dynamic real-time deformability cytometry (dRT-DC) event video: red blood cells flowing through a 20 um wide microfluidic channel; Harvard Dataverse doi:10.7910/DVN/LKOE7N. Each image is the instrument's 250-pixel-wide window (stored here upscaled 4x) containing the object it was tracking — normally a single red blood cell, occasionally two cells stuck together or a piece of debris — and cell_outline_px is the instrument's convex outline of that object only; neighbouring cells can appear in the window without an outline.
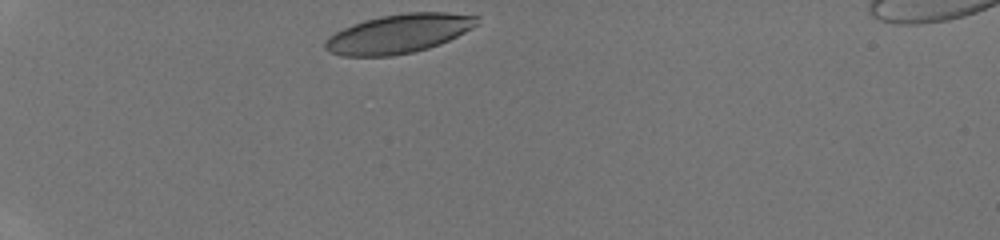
{"species": "human", "species_latin": "Homo sapiens", "temperature_condition": "room temperature", "stored_images_in_passage": 29, "camera_frame_rate_fps": 3000, "um_per_image_px": 0.085, "donor": {"sex": "male"}, "frame": {"image": 1, "passage_image": 1, "time_ms": 0.0, "image_size_px": [1000, 240], "cell_outline_px": [[480, 24], [440, 44], [428, 48], [412, 52], [392, 56], [340, 56], [328, 52], [324, 48], [324, 40], [328, 36], [352, 24], [364, 20], [380, 16], [404, 12], [448, 12], [480, 16]], "centroid_in_image_um": [33.89, 2.85], "position_along_channel_um": 51.1, "area_um2": 34.8}}
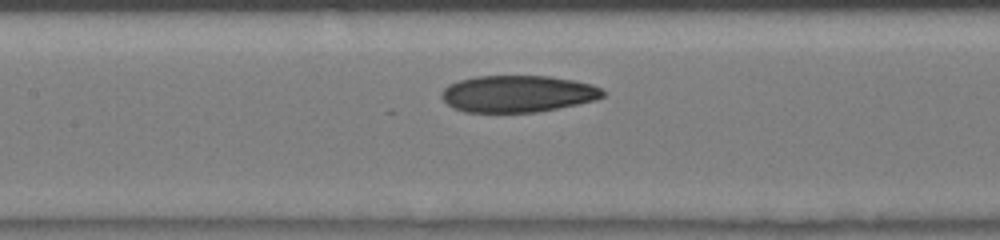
{"frame": {"image": 2, "passage_image": 11, "time_ms": 3.333, "image_size_px": [1000, 240], "cell_outline_px": [[604, 96], [596, 100], [536, 112], [464, 112], [452, 108], [440, 96], [440, 92], [448, 84], [460, 80], [476, 76], [548, 76], [572, 80], [592, 84], [600, 88], [604, 92]], "centroid_in_image_um": [43.96, 7.97], "position_along_channel_um": 163.4, "area_um2": 34.56}}
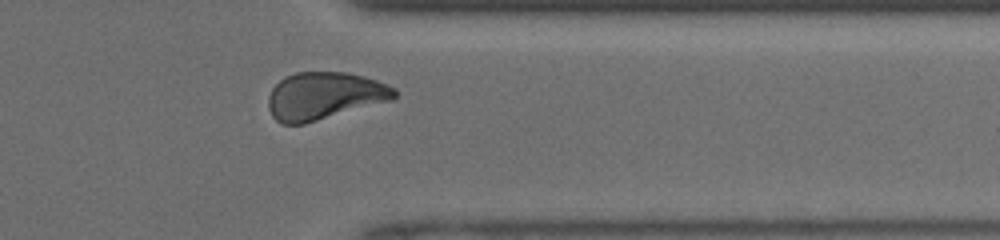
{"frame": {"image": 3, "passage_image": 25, "time_ms": 8.0, "image_size_px": [1000, 240], "cell_outline_px": [[396, 96], [392, 100], [304, 124], [280, 124], [272, 116], [268, 108], [268, 96], [272, 88], [280, 80], [296, 72], [348, 72], [364, 76], [376, 80], [396, 88]], "centroid_in_image_um": [27.56, 8.15], "position_along_channel_um": 383.8, "area_um2": 34.91}}